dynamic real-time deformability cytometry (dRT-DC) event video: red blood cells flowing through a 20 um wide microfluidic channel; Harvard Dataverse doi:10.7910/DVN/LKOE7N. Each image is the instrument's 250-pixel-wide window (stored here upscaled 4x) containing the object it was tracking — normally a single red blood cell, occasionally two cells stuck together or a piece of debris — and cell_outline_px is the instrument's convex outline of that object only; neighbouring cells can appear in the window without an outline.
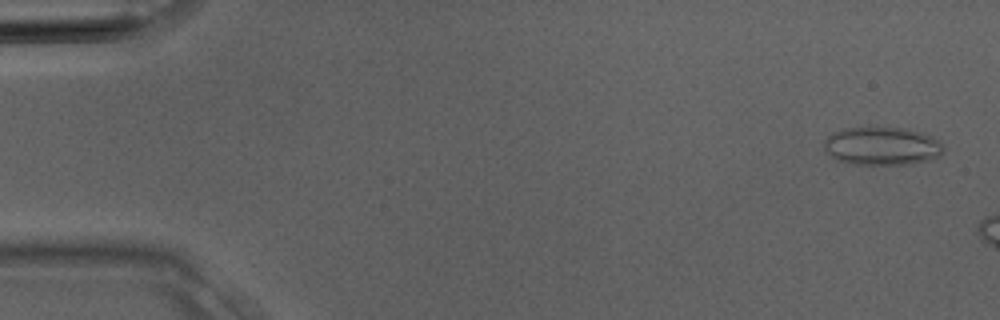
{"species": "Egyptian fruit bat (a non-hibernating species)", "species_latin": "Rousettus aegyptiacus", "temperature_condition": "room temperature", "stored_images_in_passage": 2, "camera_frame_rate_fps": 3000, "um_per_image_px": 0.085, "animal": {"sex": "male"}, "frame": {"image": 1, "passage_image": 1, "time_ms": 0.0, "image_size_px": [1000, 320], "cell_outline_px": [[944, 152], [940, 156], [928, 160], [908, 164], [848, 164], [836, 160], [824, 152], [824, 140], [832, 132], [844, 128], [872, 124], [908, 128], [932, 136], [940, 140], [944, 148]], "centroid_in_image_um": [74.93, 12.37], "position_along_channel_um": 10.1, "area_um2": 27.8}}